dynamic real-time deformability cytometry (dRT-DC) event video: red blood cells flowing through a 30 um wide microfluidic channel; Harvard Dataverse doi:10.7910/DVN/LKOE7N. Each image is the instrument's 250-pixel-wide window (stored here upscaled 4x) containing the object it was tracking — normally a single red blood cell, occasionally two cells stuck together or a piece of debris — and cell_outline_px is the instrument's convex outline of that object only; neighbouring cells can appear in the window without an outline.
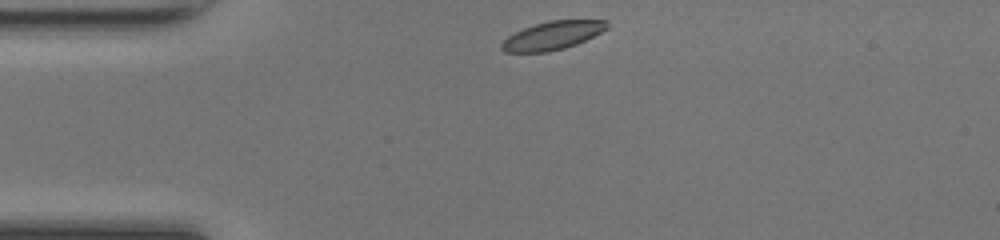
{"species": "common noctule bat (a hibernating species)", "species_latin": "Nyctalus noctula", "temperature_condition": "room temperature", "stored_images_in_passage": 34, "camera_frame_rate_fps": 3000, "um_per_image_px": 0.085, "animal": {"sex": "female", "body_mass_g": 17.0, "forearm_length_mm": 48.0}, "frame": {"image": 1, "passage_image": 1, "time_ms": 0.0, "image_size_px": [1000, 240], "cell_outline_px": [[608, 28], [576, 44], [564, 48], [548, 52], [504, 52], [500, 48], [500, 44], [508, 36], [524, 28], [548, 20], [608, 20]], "centroid_in_image_um": [46.94, 3.02], "position_along_channel_um": 38.1, "area_um2": 17.22}}
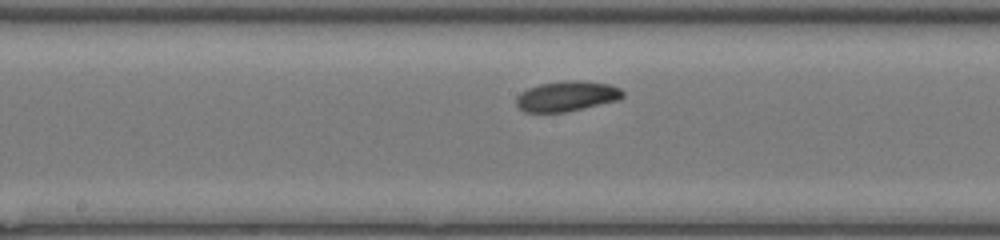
{"frame": {"image": 2, "passage_image": 15, "time_ms": 4.667, "image_size_px": [1000, 240], "cell_outline_px": [[624, 96], [620, 100], [564, 112], [524, 112], [516, 104], [516, 96], [520, 92], [528, 88], [540, 84], [568, 80], [584, 80], [608, 84], [620, 88], [624, 92]], "centroid_in_image_um": [48.19, 8.17], "position_along_channel_um": 200.0, "area_um2": 18.84}}
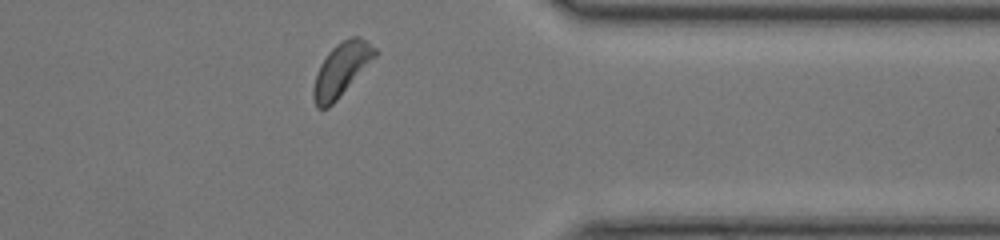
{"frame": {"image": 3, "passage_image": 29, "time_ms": 9.333, "image_size_px": [1000, 240], "cell_outline_px": [[380, 52], [336, 100], [328, 108], [316, 108], [312, 96], [312, 88], [316, 72], [320, 64], [328, 52], [336, 44], [352, 36], [360, 36], [368, 40]], "centroid_in_image_um": [29.01, 5.89], "position_along_channel_um": 382.4, "area_um2": 19.19}, "authors_computed_cell_mechanics": {"area_um2": 18.5827, "velocity_mm_per_s": 4.1938, "shape_relaxation_time_tau1_ms": 3.2783, "shape_relaxation_time_tau2_ms": null, "deformation_change_tau1": 0.1129, "deformation_change_tau2": null}}